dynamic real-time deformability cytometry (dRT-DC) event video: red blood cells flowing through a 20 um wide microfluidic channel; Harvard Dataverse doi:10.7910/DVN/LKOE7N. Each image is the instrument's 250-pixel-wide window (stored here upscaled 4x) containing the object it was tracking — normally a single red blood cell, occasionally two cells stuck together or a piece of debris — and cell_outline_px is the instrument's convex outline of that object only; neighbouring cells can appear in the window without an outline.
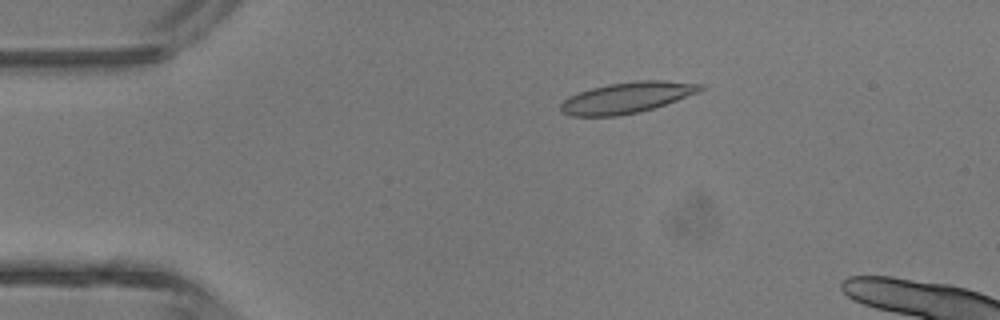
{"species": "common noctule bat (a hibernating species)", "species_latin": "Nyctalus noctula", "temperature_condition": "room temperature", "stored_images_in_passage": 5, "camera_frame_rate_fps": 3000, "um_per_image_px": 0.085, "animal": {"sex": "male", "body_mass_g": 13.3}, "frame": {"image": 1, "passage_image": 3, "time_ms": 2.0, "image_size_px": [1000, 320], "cell_outline_px": [[704, 88], [700, 92], [640, 112], [616, 116], [572, 116], [560, 112], [560, 104], [564, 100], [580, 92], [592, 88], [608, 84], [636, 80], [664, 80], [704, 84]], "centroid_in_image_um": [53.3, 8.29], "position_along_channel_um": 31.7, "area_um2": 25.09}}